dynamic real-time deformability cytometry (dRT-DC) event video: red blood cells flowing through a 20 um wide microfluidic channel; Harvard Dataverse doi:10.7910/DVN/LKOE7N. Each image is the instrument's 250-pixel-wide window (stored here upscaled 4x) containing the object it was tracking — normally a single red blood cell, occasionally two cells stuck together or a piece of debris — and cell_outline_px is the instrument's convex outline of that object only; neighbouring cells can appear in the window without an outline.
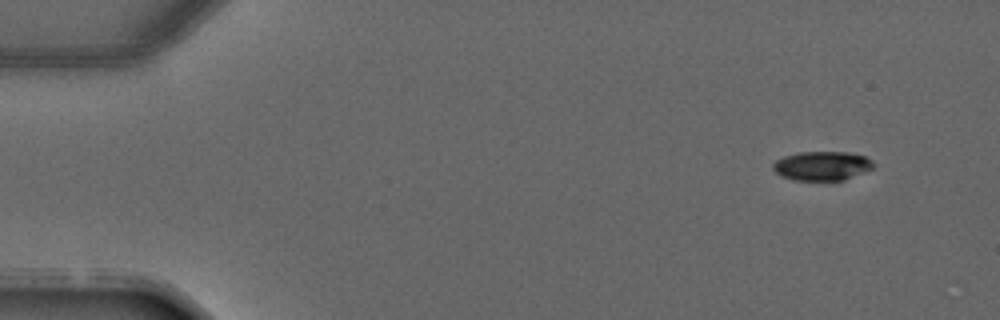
{"species": "common noctule bat (a hibernating species)", "species_latin": "Nyctalus noctula", "temperature_condition": "warm", "stored_images_in_passage": 4, "camera_frame_rate_fps": 3000, "um_per_image_px": 0.085, "animal": {"sex": "male", "forearm_length_mm": 52.5}, "frame": {"image": 1, "passage_image": 1, "time_ms": 0.0, "image_size_px": [1000, 320], "cell_outline_px": [[876, 164], [872, 168], [844, 180], [792, 180], [780, 176], [772, 168], [772, 164], [776, 160], [784, 156], [800, 152], [848, 152], [864, 156], [872, 160]], "centroid_in_image_um": [69.85, 14.09], "position_along_channel_um": 15.1, "area_um2": 17.05}}
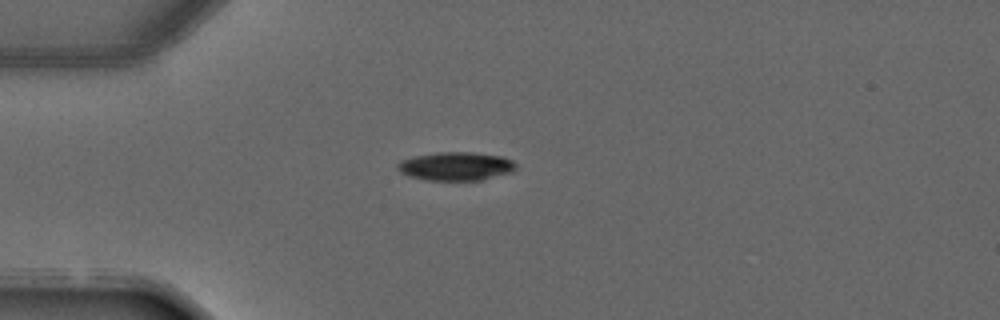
{"frame": {"image": 2, "passage_image": 3, "time_ms": 2.667, "image_size_px": [1000, 320], "cell_outline_px": [[516, 168], [512, 172], [480, 180], [428, 180], [408, 176], [400, 172], [396, 168], [396, 164], [400, 160], [416, 156], [440, 152], [472, 152], [500, 156], [512, 160], [516, 164]], "centroid_in_image_um": [38.73, 14.13], "position_along_channel_um": 46.3, "area_um2": 19.59}}